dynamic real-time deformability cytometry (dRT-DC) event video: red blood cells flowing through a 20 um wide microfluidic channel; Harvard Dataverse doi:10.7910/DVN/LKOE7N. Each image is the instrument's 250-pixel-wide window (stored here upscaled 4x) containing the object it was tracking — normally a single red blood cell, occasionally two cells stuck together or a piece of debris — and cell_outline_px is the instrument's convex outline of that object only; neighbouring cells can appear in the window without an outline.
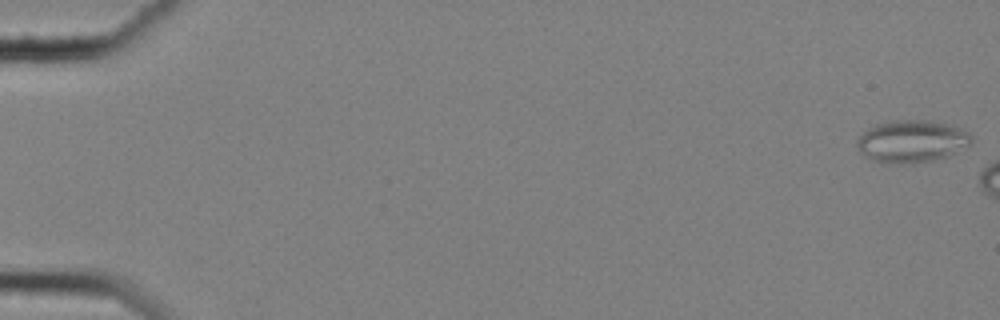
{"species": "common noctule bat (a hibernating species)", "species_latin": "Nyctalus noctula", "temperature_condition": "cold", "stored_images_in_passage": 9, "camera_frame_rate_fps": 3000, "um_per_image_px": 0.085, "animal": {"sex": "female", "body_mass_g": 25.1}, "frame": {"image": 1, "passage_image": 1, "time_ms": 0.0, "image_size_px": [1000, 320], "cell_outline_px": [[972, 144], [948, 156], [932, 160], [876, 160], [864, 156], [860, 152], [856, 144], [856, 140], [868, 128], [876, 124], [892, 120], [928, 120], [960, 128], [968, 132], [972, 136]], "centroid_in_image_um": [77.53, 11.95], "position_along_channel_um": 7.5, "area_um2": 27.17}}